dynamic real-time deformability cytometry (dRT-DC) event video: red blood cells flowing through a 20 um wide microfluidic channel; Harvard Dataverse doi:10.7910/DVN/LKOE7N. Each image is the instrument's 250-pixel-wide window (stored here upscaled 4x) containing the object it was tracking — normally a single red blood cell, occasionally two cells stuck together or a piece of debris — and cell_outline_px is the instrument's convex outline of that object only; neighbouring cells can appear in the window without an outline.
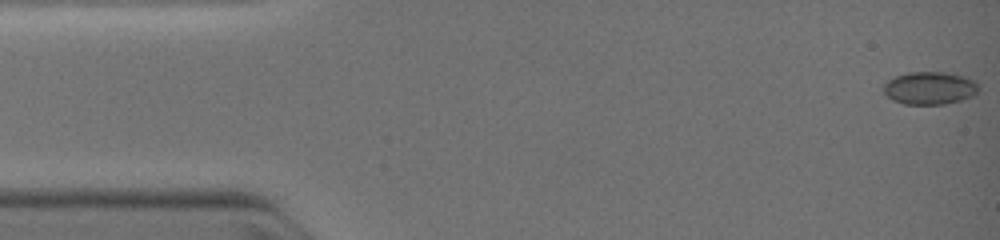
{"species": "common noctule bat (a hibernating species)", "species_latin": "Nyctalus noctula", "temperature_condition": "warm", "stored_images_in_passage": 9, "camera_frame_rate_fps": 3000, "um_per_image_px": 0.085, "animal": {"sex": "female", "body_mass_g": 19.0, "forearm_length_mm": 51.5}, "frame": {"image": 1, "passage_image": 1, "time_ms": 0.0, "image_size_px": [1000, 240], "cell_outline_px": [[980, 88], [972, 96], [960, 100], [944, 104], [904, 104], [892, 100], [884, 92], [884, 84], [888, 80], [896, 76], [908, 72], [952, 72], [964, 76], [972, 80]], "centroid_in_image_um": [79.02, 7.48], "position_along_channel_um": 6.0, "area_um2": 18.09}}
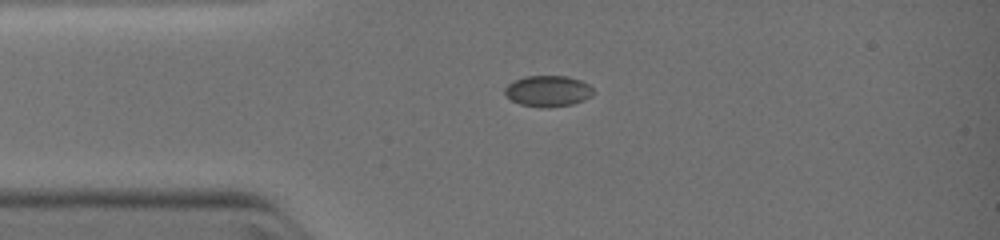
{"frame": {"image": 2, "passage_image": 8, "time_ms": 2.667, "image_size_px": [1000, 240], "cell_outline_px": [[596, 92], [592, 96], [584, 100], [572, 104], [540, 108], [520, 104], [512, 100], [504, 92], [504, 88], [512, 80], [524, 76], [568, 76], [580, 80], [588, 84]], "centroid_in_image_um": [46.58, 7.73], "position_along_channel_um": 38.4, "area_um2": 16.13}}